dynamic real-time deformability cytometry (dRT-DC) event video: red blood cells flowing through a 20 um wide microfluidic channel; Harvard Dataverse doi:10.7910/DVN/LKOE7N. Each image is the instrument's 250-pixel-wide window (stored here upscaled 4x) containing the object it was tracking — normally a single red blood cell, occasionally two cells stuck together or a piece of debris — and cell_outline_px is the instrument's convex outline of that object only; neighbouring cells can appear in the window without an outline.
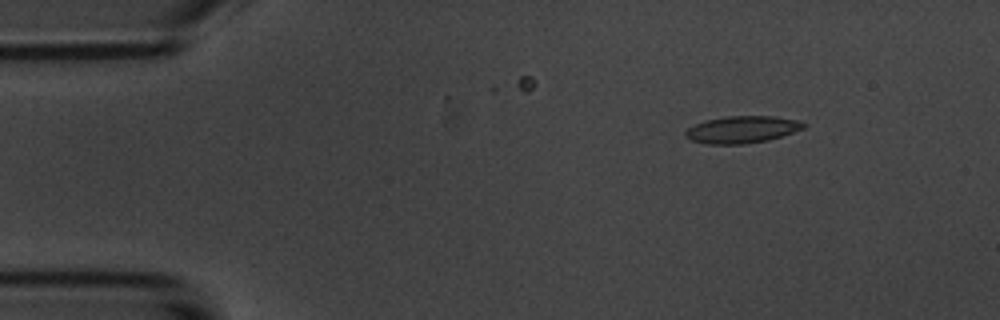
{"species": "common noctule bat (a hibernating species)", "species_latin": "Nyctalus noctula", "temperature_condition": "room temperature", "stored_images_in_passage": 6, "camera_frame_rate_fps": 3000, "um_per_image_px": 0.085, "animal": {"sex": "male", "body_mass_g": 20.1, "forearm_length_mm": 53.5}, "frame": {"image": 1, "passage_image": 1, "time_ms": 0.0, "image_size_px": [1000, 320], "cell_outline_px": [[808, 124], [804, 128], [768, 140], [744, 144], [708, 144], [692, 140], [684, 136], [684, 132], [688, 128], [704, 120], [724, 116], [776, 116], [804, 120]], "centroid_in_image_um": [63.11, 10.99], "position_along_channel_um": 21.9, "area_um2": 18.84}}
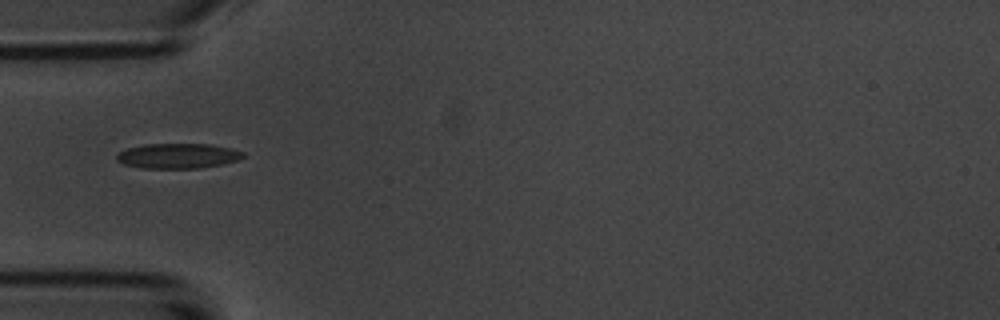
{"frame": {"image": 2, "passage_image": 4, "time_ms": 3.333, "image_size_px": [1000, 320], "cell_outline_px": [[244, 156], [236, 160], [220, 164], [200, 168], [140, 168], [124, 164], [116, 160], [116, 156], [120, 152], [128, 148], [144, 144], [208, 144], [232, 148], [244, 152]], "centroid_in_image_um": [15.1, 13.25], "position_along_channel_um": 69.9, "area_um2": 18.32}}
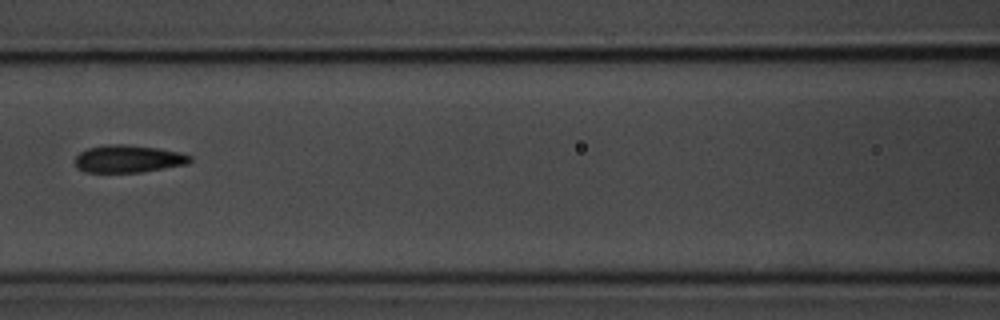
{"frame": {"image": 3, "passage_image": 6, "time_ms": 5.667, "image_size_px": [1000, 320], "cell_outline_px": [[192, 160], [188, 164], [140, 172], [84, 172], [76, 168], [76, 156], [80, 152], [88, 148], [108, 144], [128, 144], [160, 148], [180, 152], [192, 156]], "centroid_in_image_um": [10.92, 13.49], "position_along_channel_um": 155.7, "area_um2": 18.55}}